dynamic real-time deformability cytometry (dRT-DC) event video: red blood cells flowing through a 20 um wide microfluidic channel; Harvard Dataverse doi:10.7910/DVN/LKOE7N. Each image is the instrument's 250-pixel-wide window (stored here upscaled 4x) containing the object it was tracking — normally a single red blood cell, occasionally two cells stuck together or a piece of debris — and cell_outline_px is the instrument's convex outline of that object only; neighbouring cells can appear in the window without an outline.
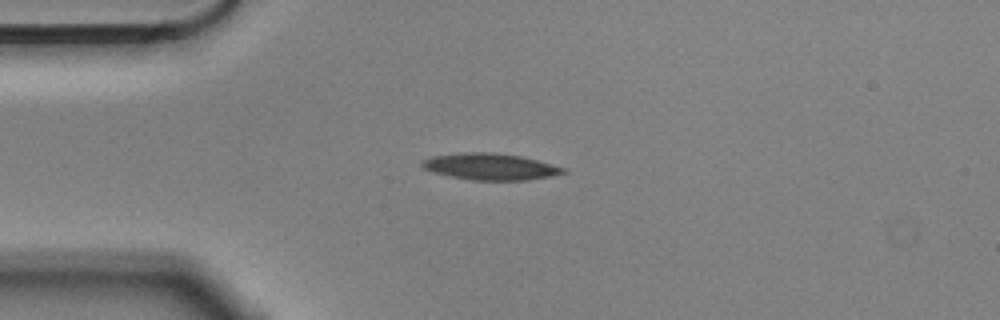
{"species": "Egyptian fruit bat (a non-hibernating species)", "species_latin": "Rousettus aegyptiacus", "temperature_condition": "cold", "stored_images_in_passage": 7, "camera_frame_rate_fps": 3000, "um_per_image_px": 0.085, "animal": {"sex": "male"}, "frame": {"image": 1, "passage_image": 2, "time_ms": 0.333, "image_size_px": [1000, 320], "cell_outline_px": [[568, 172], [552, 176], [528, 180], [472, 180], [448, 176], [424, 168], [420, 164], [420, 160], [432, 156], [464, 152], [496, 152], [520, 156], [568, 168]], "centroid_in_image_um": [41.7, 14.16], "position_along_channel_um": 43.3, "area_um2": 21.96}}
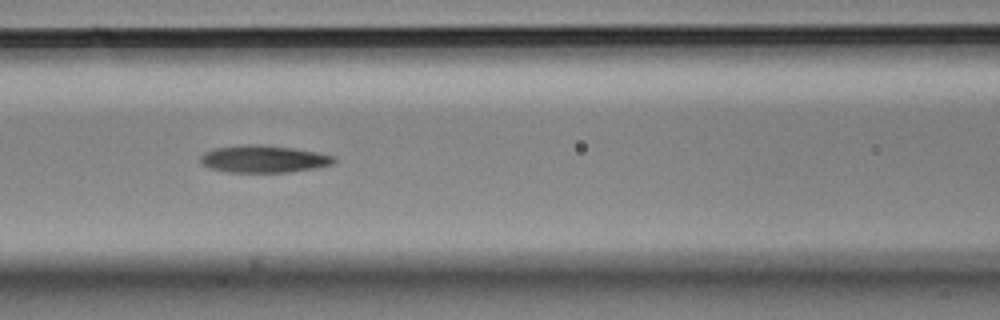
{"frame": {"image": 2, "passage_image": 5, "time_ms": 1.333, "image_size_px": [1000, 320], "cell_outline_px": [[336, 160], [332, 164], [312, 168], [288, 172], [228, 172], [208, 168], [200, 160], [200, 156], [204, 152], [216, 148], [248, 144], [292, 148], [316, 152], [336, 156]], "centroid_in_image_um": [22.39, 13.52], "position_along_channel_um": 144.2, "area_um2": 20.87}}
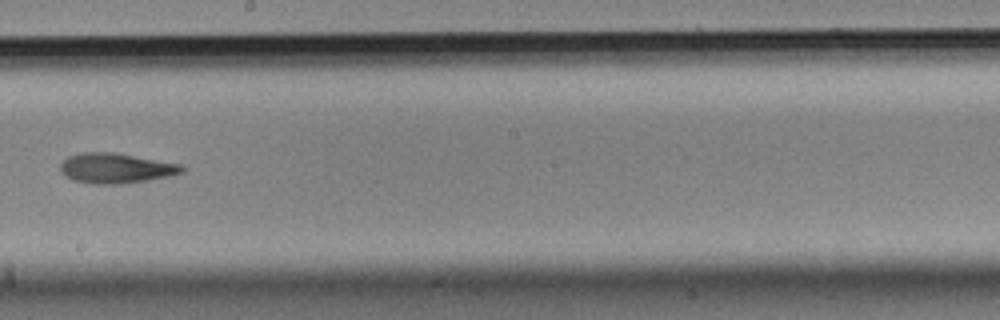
{"frame": {"image": 3, "passage_image": 7, "time_ms": 2.0, "image_size_px": [1000, 320], "cell_outline_px": [[184, 172], [168, 176], [120, 184], [92, 184], [72, 180], [64, 176], [60, 172], [60, 164], [68, 156], [80, 152], [112, 152], [180, 164], [184, 168]], "centroid_in_image_um": [9.77, 14.3], "position_along_channel_um": 238.4, "area_um2": 21.21}}